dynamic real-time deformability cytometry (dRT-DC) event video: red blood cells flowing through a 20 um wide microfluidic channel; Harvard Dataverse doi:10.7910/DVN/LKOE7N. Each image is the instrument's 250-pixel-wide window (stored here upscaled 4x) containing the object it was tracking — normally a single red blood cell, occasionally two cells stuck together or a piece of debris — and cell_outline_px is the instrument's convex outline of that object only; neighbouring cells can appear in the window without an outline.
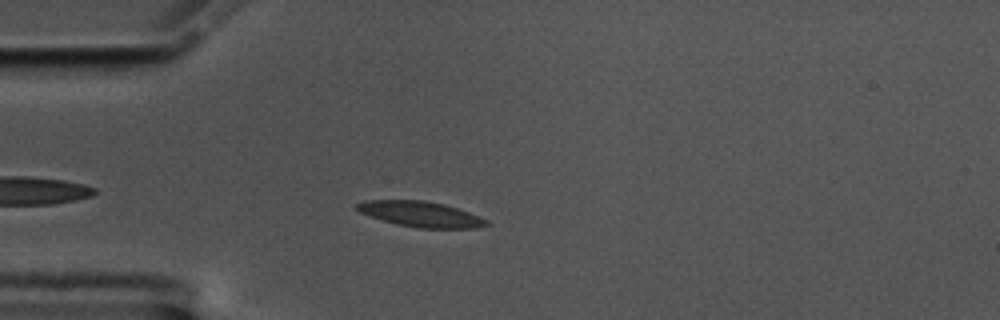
{"species": "common noctule bat (a hibernating species)", "species_latin": "Nyctalus noctula", "temperature_condition": "cold", "stored_images_in_passage": 47, "camera_frame_rate_fps": 3000, "um_per_image_px": 0.085, "animal": {"sex": "male", "body_mass_g": 17.5, "forearm_length_mm": 52.3}, "frame": {"image": 1, "passage_image": 5, "time_ms": 1.333, "image_size_px": [1000, 320], "cell_outline_px": [[488, 224], [476, 228], [416, 228], [396, 224], [360, 212], [356, 208], [356, 204], [364, 200], [424, 200], [444, 204], [468, 212], [488, 220]], "centroid_in_image_um": [35.75, 18.2], "position_along_channel_um": 49.2, "area_um2": 19.02}}
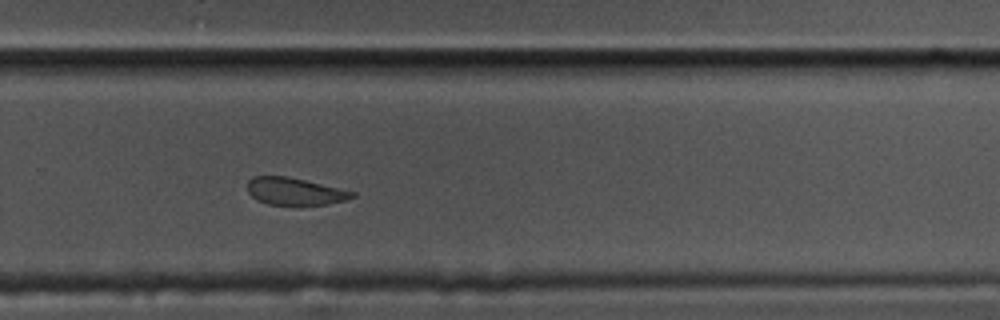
{"frame": {"image": 2, "passage_image": 28, "time_ms": 9.0, "image_size_px": [1000, 320], "cell_outline_px": [[356, 196], [348, 200], [328, 204], [268, 204], [256, 200], [248, 192], [248, 180], [252, 176], [288, 176], [356, 192]], "centroid_in_image_um": [25.06, 16.26], "position_along_channel_um": 304.7, "area_um2": 16.59}}
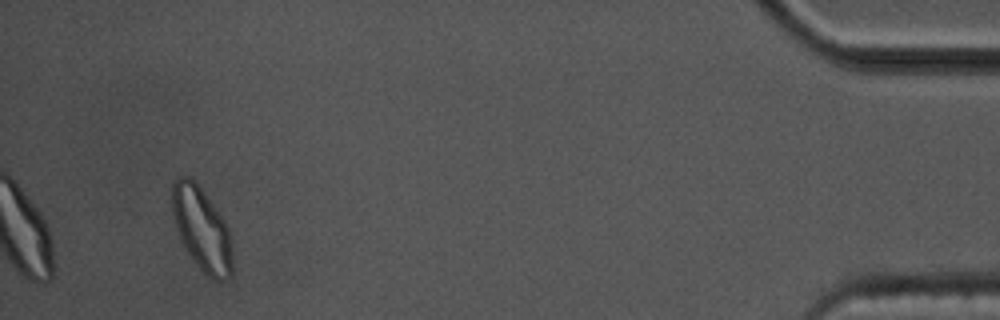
{"frame": {"image": 3, "passage_image": 44, "time_ms": 14.333, "image_size_px": [1000, 320], "cell_outline_px": [[232, 276], [228, 280], [220, 284], [212, 280], [196, 264], [188, 252], [180, 236], [172, 212], [172, 184], [180, 176], [188, 176], [200, 188], [224, 220], [228, 228], [232, 256]], "centroid_in_image_um": [17.18, 19.54], "position_along_channel_um": 418.0, "area_um2": 28.84}, "authors_computed_cell_mechanics": {"area_um2": 19.0162, "velocity_mm_per_s": 3.4955, "shape_relaxation_time_tau1_ms": 3.6667, "shape_relaxation_time_tau2_ms": 2.0278, "deformation_change_tau1": 0.0954, "deformation_change_tau2": 0.0845}}